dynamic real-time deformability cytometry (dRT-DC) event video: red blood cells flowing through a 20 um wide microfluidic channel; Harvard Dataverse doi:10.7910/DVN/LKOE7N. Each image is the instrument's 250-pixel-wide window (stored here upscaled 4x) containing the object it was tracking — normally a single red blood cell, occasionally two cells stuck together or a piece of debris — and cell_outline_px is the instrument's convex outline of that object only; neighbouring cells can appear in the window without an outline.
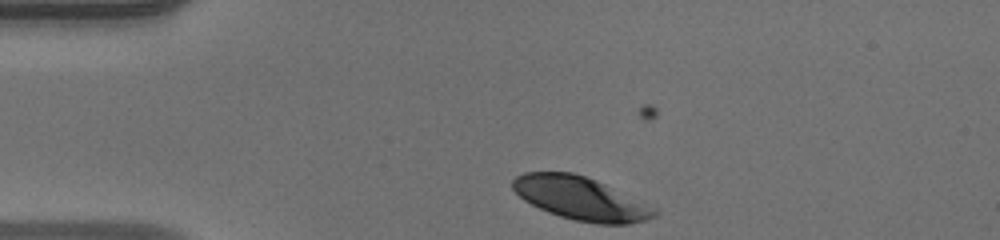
{"species": "human", "species_latin": "Homo sapiens", "temperature_condition": "warm", "stored_images_in_passage": 16, "camera_frame_rate_fps": 3000, "um_per_image_px": 0.085, "donor": {"sex": "male"}, "frame": {"image": 1, "passage_image": 1, "time_ms": 0.0, "image_size_px": [1000, 240], "cell_outline_px": [[660, 212], [656, 216], [648, 220], [628, 224], [596, 224], [576, 220], [560, 216], [548, 212], [524, 200], [512, 188], [512, 180], [516, 176], [524, 172], [572, 172], [596, 180], [656, 208]], "centroid_in_image_um": [49.37, 16.87], "position_along_channel_um": 35.6, "area_um2": 35.49}}
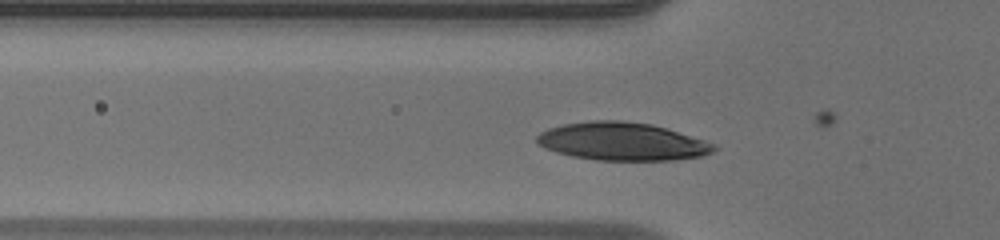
{"frame": {"image": 2, "passage_image": 7, "time_ms": 2.0, "image_size_px": [1000, 240], "cell_outline_px": [[716, 148], [712, 152], [704, 156], [672, 160], [596, 160], [572, 156], [556, 152], [544, 148], [536, 140], [536, 136], [540, 132], [548, 128], [564, 124], [592, 120], [620, 120], [652, 124], [704, 140], [716, 144]], "centroid_in_image_um": [52.88, 12.02], "position_along_channel_um": 72.9, "area_um2": 39.13}}